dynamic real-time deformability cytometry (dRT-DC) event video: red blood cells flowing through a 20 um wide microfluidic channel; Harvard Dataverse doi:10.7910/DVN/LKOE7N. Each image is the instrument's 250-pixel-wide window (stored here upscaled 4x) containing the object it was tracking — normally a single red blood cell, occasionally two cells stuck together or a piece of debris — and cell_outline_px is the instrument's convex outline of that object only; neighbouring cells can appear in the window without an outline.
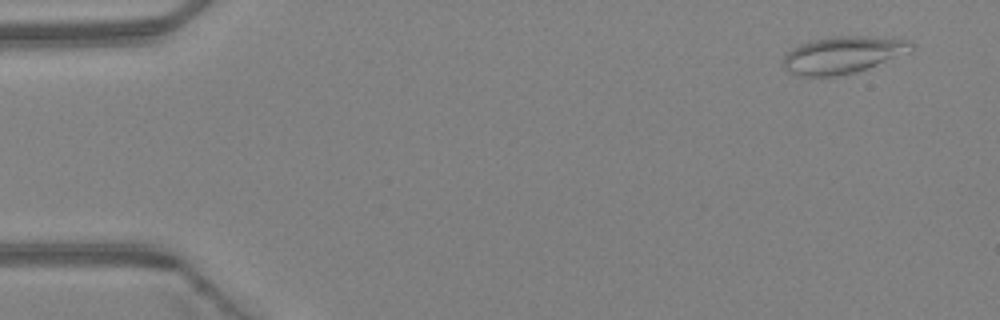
{"species": "Egyptian fruit bat (a non-hibernating species)", "species_latin": "Rousettus aegyptiacus", "temperature_condition": "warm", "stored_images_in_passage": 6, "segment_of_instrument_passage": [2, 2], "camera_frame_rate_fps": 3000, "um_per_image_px": 0.085, "animal": {"sex": "female"}, "frame": {"image": 1, "passage_image": 6, "time_ms": 1.667, "image_size_px": [1000, 320], "cell_outline_px": [[916, 48], [912, 52], [852, 72], [836, 76], [800, 76], [788, 72], [784, 68], [780, 60], [792, 48], [800, 44], [832, 36], [868, 36], [908, 40], [916, 44]], "centroid_in_image_um": [71.64, 4.65], "position_along_channel_um": 13.4, "area_um2": 27.57}}